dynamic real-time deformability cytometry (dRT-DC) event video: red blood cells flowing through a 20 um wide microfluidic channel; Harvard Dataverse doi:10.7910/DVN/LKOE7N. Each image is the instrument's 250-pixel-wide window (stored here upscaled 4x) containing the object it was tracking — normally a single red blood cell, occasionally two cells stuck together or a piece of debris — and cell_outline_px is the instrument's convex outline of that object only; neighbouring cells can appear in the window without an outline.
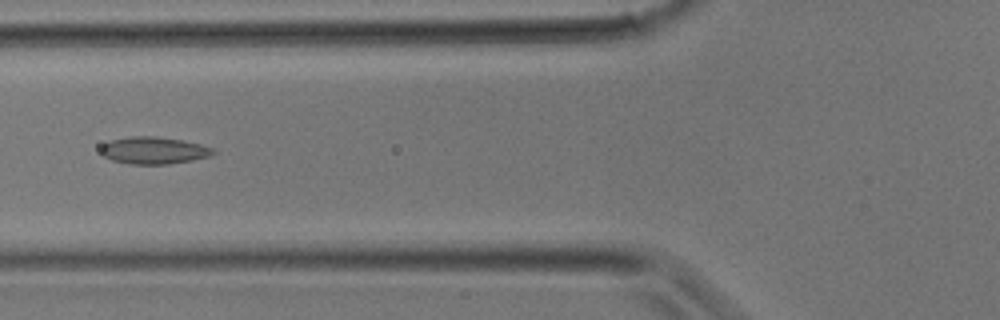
{"species": "common noctule bat (a hibernating species)", "species_latin": "Nyctalus noctula", "temperature_condition": "room temperature", "stored_images_in_passage": 24, "camera_frame_rate_fps": 3000, "um_per_image_px": 0.085, "animal": {"sex": "male", "body_mass_g": 17.9}, "frame": {"image": 1, "passage_image": 5, "time_ms": 1.333, "image_size_px": [1000, 320], "cell_outline_px": [[216, 152], [208, 156], [192, 160], [168, 164], [128, 164], [112, 160], [104, 156], [100, 152], [100, 148], [108, 140], [128, 136], [156, 136], [180, 140], [200, 144], [212, 148]], "centroid_in_image_um": [13.01, 12.78], "position_along_channel_um": 112.8, "area_um2": 17.74}}
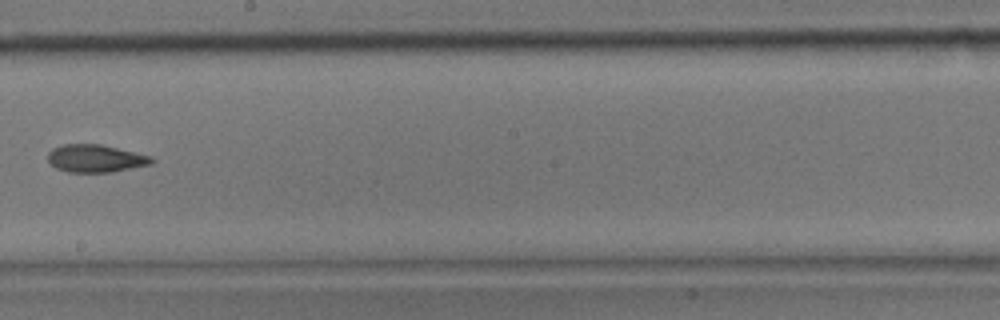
{"frame": {"image": 2, "passage_image": 11, "time_ms": 3.333, "image_size_px": [1000, 320], "cell_outline_px": [[156, 160], [152, 164], [112, 172], [68, 172], [56, 168], [48, 160], [48, 152], [52, 148], [64, 144], [100, 144], [152, 156]], "centroid_in_image_um": [8.14, 13.47], "position_along_channel_um": 240.1, "area_um2": 16.76}}
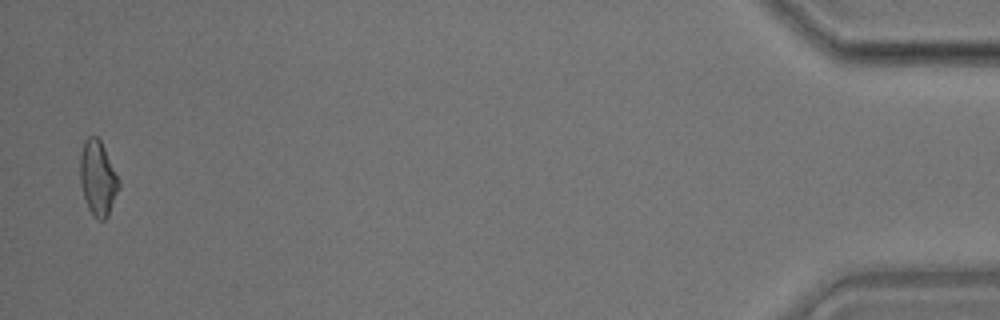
{"frame": {"image": 3, "passage_image": 24, "time_ms": 7.667, "image_size_px": [1000, 320], "cell_outline_px": [[120, 188], [108, 216], [104, 220], [96, 220], [92, 216], [88, 208], [80, 184], [80, 152], [84, 140], [88, 136], [96, 136], [100, 140], [120, 180]], "centroid_in_image_um": [8.32, 15.17], "position_along_channel_um": 426.9, "area_um2": 17.11}}